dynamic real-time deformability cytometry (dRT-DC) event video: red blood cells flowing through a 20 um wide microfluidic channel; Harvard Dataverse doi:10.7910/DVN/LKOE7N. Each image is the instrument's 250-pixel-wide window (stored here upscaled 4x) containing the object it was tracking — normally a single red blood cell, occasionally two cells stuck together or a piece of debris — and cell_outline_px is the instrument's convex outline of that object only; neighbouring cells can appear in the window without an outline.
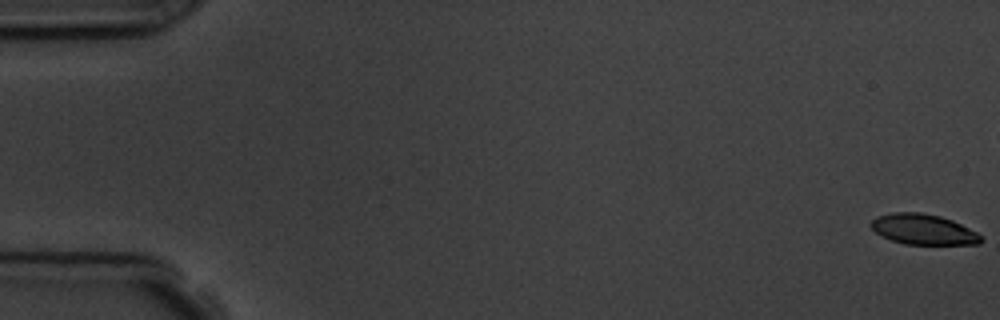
{"species": "common noctule bat (a hibernating species)", "species_latin": "Nyctalus noctula", "temperature_condition": "room temperature", "stored_images_in_passage": 6, "camera_frame_rate_fps": 3000, "um_per_image_px": 0.085, "animal": {"sex": "male", "body_mass_g": 19.5, "forearm_length_mm": 54.6}, "frame": {"image": 1, "passage_image": 1, "time_ms": 0.0, "image_size_px": [1000, 320], "cell_outline_px": [[984, 240], [980, 244], [904, 244], [880, 236], [868, 224], [876, 216], [892, 212], [920, 212], [940, 216], [952, 220], [984, 236]], "centroid_in_image_um": [78.47, 19.49], "position_along_channel_um": 6.5, "area_um2": 19.65}}
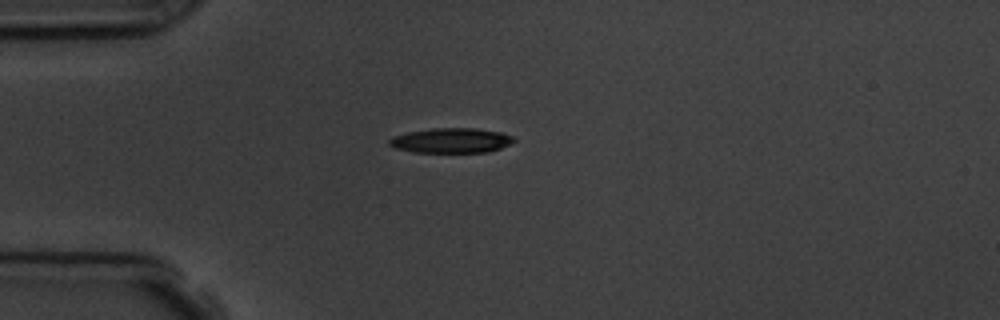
{"frame": {"image": 2, "passage_image": 6, "time_ms": 6.667, "image_size_px": [1000, 320], "cell_outline_px": [[516, 140], [500, 148], [488, 152], [412, 152], [396, 148], [388, 144], [388, 140], [392, 136], [408, 132], [432, 128], [476, 128], [504, 132], [512, 136]], "centroid_in_image_um": [38.35, 11.93], "position_along_channel_um": 46.7, "area_um2": 18.15}}